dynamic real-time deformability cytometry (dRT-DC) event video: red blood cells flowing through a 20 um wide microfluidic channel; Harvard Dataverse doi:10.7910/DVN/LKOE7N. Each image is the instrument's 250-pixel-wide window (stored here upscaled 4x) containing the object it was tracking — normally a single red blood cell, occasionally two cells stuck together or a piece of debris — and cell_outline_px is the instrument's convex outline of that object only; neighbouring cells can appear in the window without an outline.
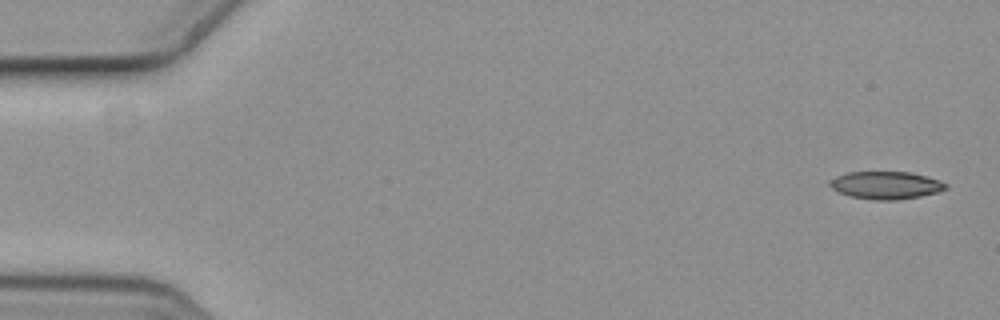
{"species": "common noctule bat (a hibernating species)", "species_latin": "Nyctalus noctula", "temperature_condition": "cold", "stored_images_in_passage": 15, "camera_frame_rate_fps": 3000, "um_per_image_px": 0.085, "animal": {"sex": "female", "body_mass_g": 19.3, "forearm_length_mm": 54.1}, "frame": {"image": 1, "passage_image": 1, "time_ms": 0.0, "image_size_px": [1000, 320], "cell_outline_px": [[948, 188], [936, 192], [920, 196], [896, 200], [876, 200], [852, 196], [840, 192], [832, 188], [828, 184], [828, 180], [836, 176], [848, 172], [908, 172], [940, 180], [948, 184]], "centroid_in_image_um": [75.29, 15.74], "position_along_channel_um": 9.7, "area_um2": 18.5}}
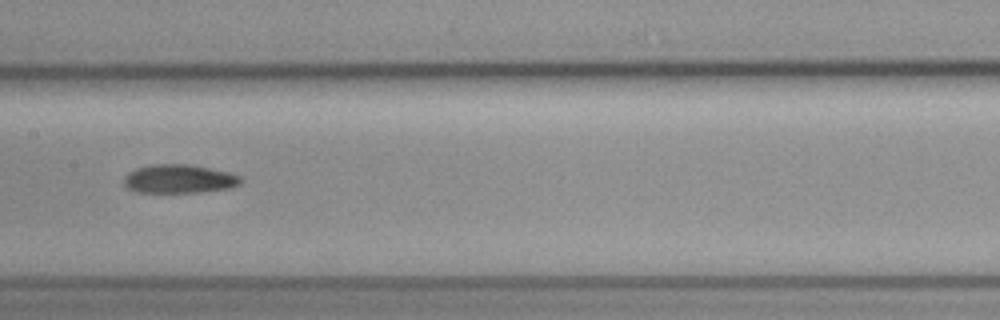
{"frame": {"image": 2, "passage_image": 8, "time_ms": 2.333, "image_size_px": [1000, 320], "cell_outline_px": [[244, 180], [240, 184], [232, 188], [204, 192], [136, 192], [128, 188], [124, 184], [124, 176], [128, 172], [136, 168], [148, 164], [188, 164], [228, 172], [240, 176]], "centroid_in_image_um": [15.23, 15.2], "position_along_channel_um": 192.2, "area_um2": 19.71}}
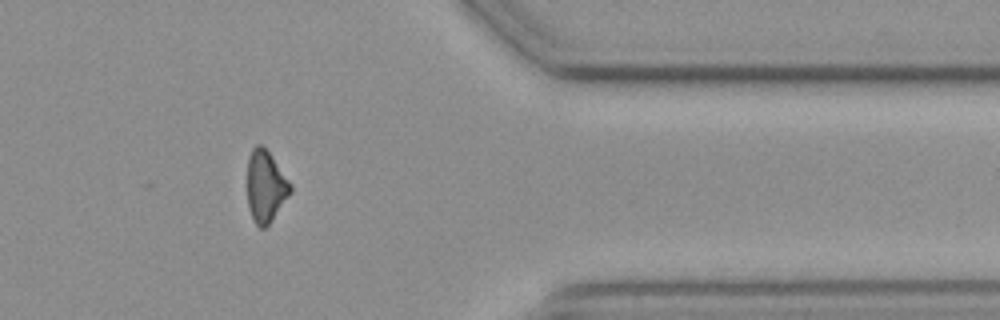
{"frame": {"image": 3, "passage_image": 13, "time_ms": 4.0, "image_size_px": [1000, 320], "cell_outline_px": [[292, 192], [272, 220], [264, 228], [260, 228], [256, 224], [248, 208], [248, 156], [252, 148], [256, 144], [260, 144], [272, 156], [292, 184]], "centroid_in_image_um": [22.59, 15.84], "position_along_channel_um": 388.8, "area_um2": 17.98}}